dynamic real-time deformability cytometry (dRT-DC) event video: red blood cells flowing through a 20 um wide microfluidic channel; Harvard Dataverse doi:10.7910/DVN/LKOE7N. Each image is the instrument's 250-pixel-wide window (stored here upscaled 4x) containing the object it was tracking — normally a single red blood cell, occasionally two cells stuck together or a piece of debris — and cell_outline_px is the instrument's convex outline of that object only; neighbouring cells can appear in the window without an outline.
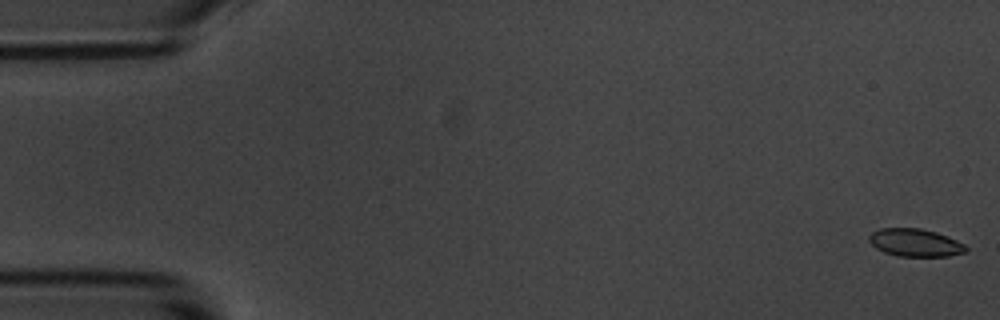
{"species": "common noctule bat (a hibernating species)", "species_latin": "Nyctalus noctula", "temperature_condition": "room temperature", "stored_images_in_passage": 11, "camera_frame_rate_fps": 3000, "um_per_image_px": 0.085, "animal": {"sex": "male", "body_mass_g": 20.1, "forearm_length_mm": 53.5}, "frame": {"image": 1, "passage_image": 1, "time_ms": 0.0, "image_size_px": [1000, 320], "cell_outline_px": [[968, 248], [964, 252], [948, 256], [896, 256], [884, 252], [876, 248], [868, 240], [868, 236], [872, 232], [880, 228], [920, 228], [936, 232], [948, 236], [964, 244]], "centroid_in_image_um": [77.77, 20.62], "position_along_channel_um": 7.2, "area_um2": 15.66}}
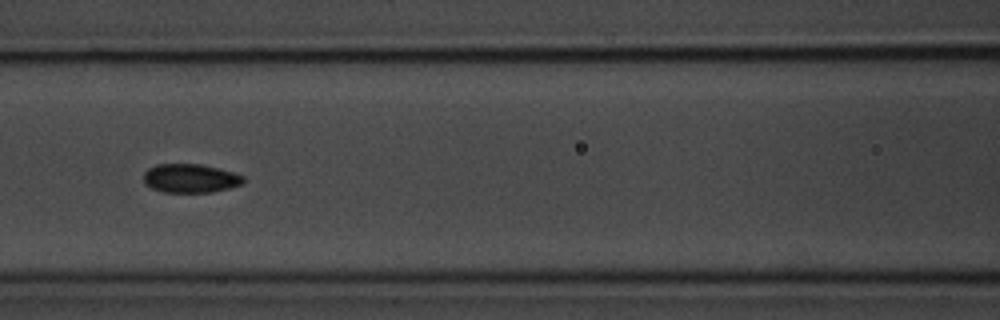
{"frame": {"image": 2, "passage_image": 7, "time_ms": 8.0, "image_size_px": [1000, 320], "cell_outline_px": [[244, 184], [212, 192], [164, 192], [152, 188], [144, 184], [144, 172], [148, 168], [156, 164], [200, 164], [232, 172], [244, 176]], "centroid_in_image_um": [16.16, 15.16], "position_along_channel_um": 150.4, "area_um2": 16.7}}
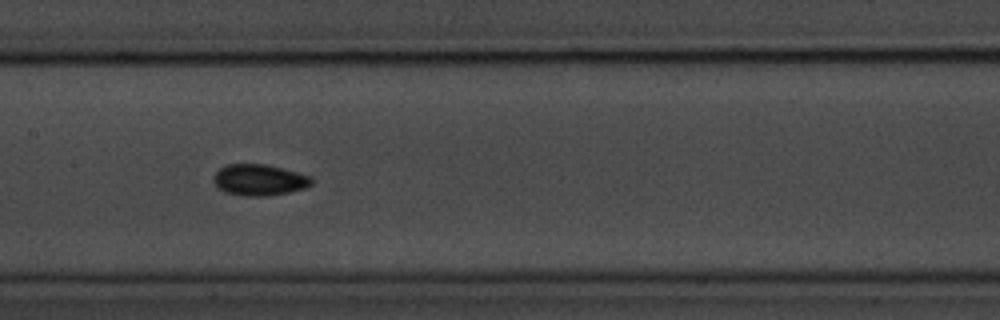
{"frame": {"image": 3, "passage_image": 8, "time_ms": 9.0, "image_size_px": [1000, 320], "cell_outline_px": [[312, 184], [304, 188], [288, 192], [268, 196], [244, 196], [224, 192], [212, 180], [212, 176], [220, 168], [228, 164], [264, 164], [296, 172], [308, 176], [312, 180]], "centroid_in_image_um": [21.99, 15.3], "position_along_channel_um": 185.4, "area_um2": 17.63}}